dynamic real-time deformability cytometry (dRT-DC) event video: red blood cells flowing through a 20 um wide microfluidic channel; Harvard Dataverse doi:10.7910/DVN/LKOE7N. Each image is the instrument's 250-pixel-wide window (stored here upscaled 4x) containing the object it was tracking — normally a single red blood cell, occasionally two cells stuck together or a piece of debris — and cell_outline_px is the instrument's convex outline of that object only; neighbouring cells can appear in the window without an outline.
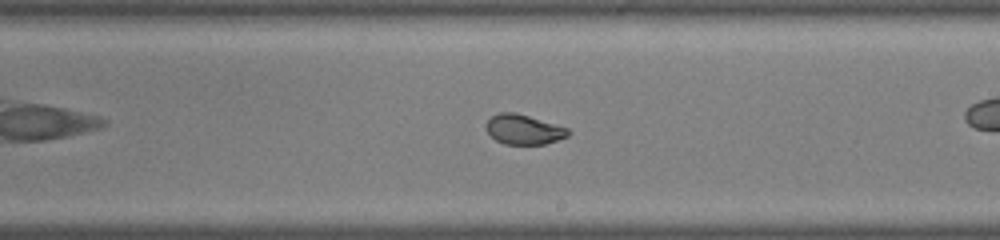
{"species": "common noctule bat (a hibernating species)", "species_latin": "Nyctalus noctula", "temperature_condition": "warm", "stored_images_in_passage": 35, "camera_frame_rate_fps": 3000, "um_per_image_px": 0.085, "animal": {"sex": "male", "body_mass_g": 19.0, "forearm_length_mm": 50.8}, "frame": {"image": 1, "passage_image": 16, "time_ms": 5.0, "image_size_px": [1000, 240], "cell_outline_px": [[572, 132], [568, 136], [544, 144], [504, 144], [496, 140], [484, 128], [484, 124], [492, 116], [500, 112], [516, 112], [568, 128]], "centroid_in_image_um": [44.5, 11.0], "position_along_channel_um": 244.5, "area_um2": 14.28}, "authors_computed_cell_mechanics": {"area_um2": 15.2592, "velocity_mm_per_s": 4.0838, "shape_relaxation_time_tau1_ms": null, "shape_relaxation_time_tau2_ms": 0.6863, "deformation_change_tau1": null, "deformation_change_tau2": 0.0425}}